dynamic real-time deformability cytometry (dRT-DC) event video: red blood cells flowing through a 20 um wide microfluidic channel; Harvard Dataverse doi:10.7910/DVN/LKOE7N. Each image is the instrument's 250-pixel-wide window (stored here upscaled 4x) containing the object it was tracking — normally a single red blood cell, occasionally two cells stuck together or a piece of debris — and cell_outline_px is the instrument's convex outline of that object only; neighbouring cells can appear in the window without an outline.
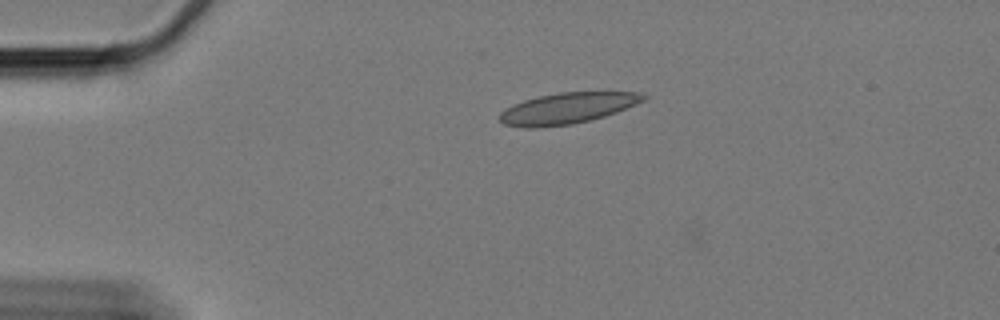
{"species": "Egyptian fruit bat (a non-hibernating species)", "species_latin": "Rousettus aegyptiacus", "temperature_condition": "cold", "stored_images_in_passage": 49, "camera_frame_rate_fps": 3000, "um_per_image_px": 0.085, "animal": {"sex": "female"}, "frame": {"image": 1, "passage_image": 1, "time_ms": 0.0, "image_size_px": [1000, 320], "cell_outline_px": [[648, 96], [644, 100], [616, 112], [604, 116], [572, 124], [536, 128], [524, 128], [504, 124], [500, 120], [500, 112], [512, 104], [536, 96], [560, 92], [640, 92]], "centroid_in_image_um": [48.18, 9.2], "position_along_channel_um": 36.8, "area_um2": 25.89}}
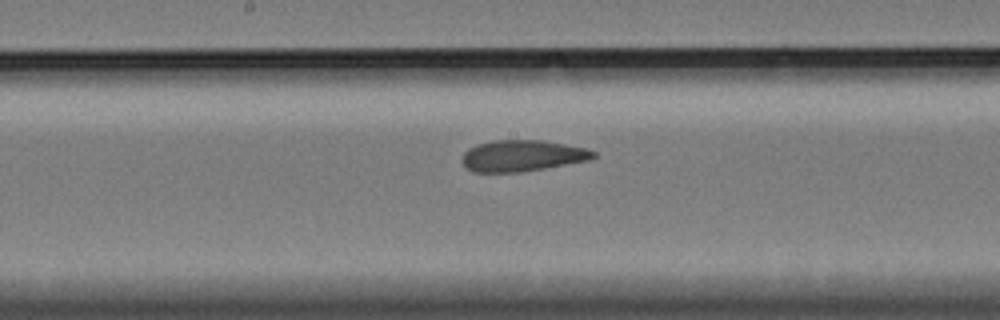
{"frame": {"image": 2, "passage_image": 20, "time_ms": 6.333, "image_size_px": [1000, 320], "cell_outline_px": [[596, 156], [588, 160], [544, 168], [520, 172], [472, 172], [460, 160], [464, 152], [468, 148], [476, 144], [492, 140], [540, 140], [588, 148], [596, 152]], "centroid_in_image_um": [44.36, 13.23], "position_along_channel_um": 203.8, "area_um2": 23.93}}
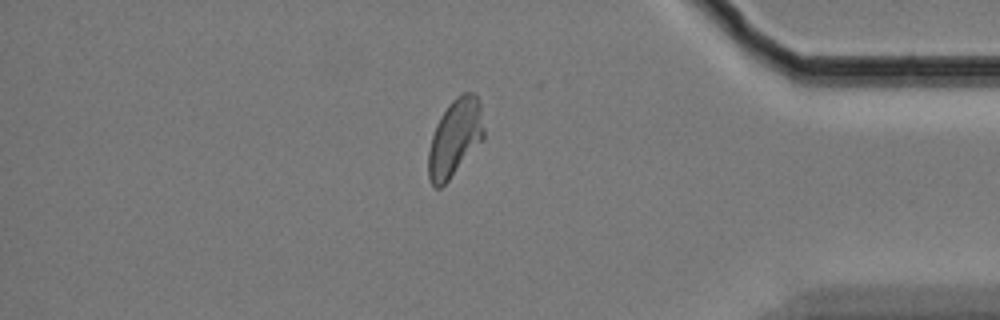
{"frame": {"image": 3, "passage_image": 40, "time_ms": 13.0, "image_size_px": [1000, 320], "cell_outline_px": [[484, 140], [448, 180], [440, 188], [436, 188], [432, 184], [428, 176], [428, 152], [432, 136], [436, 124], [440, 116], [448, 104], [456, 96], [464, 92], [472, 92], [476, 96], [480, 104], [484, 128]], "centroid_in_image_um": [38.67, 11.7], "position_along_channel_um": 396.5, "area_um2": 25.03}, "authors_computed_cell_mechanics": {"area_um2": 24.3338, "velocity_mm_per_s": 3.2762, "shape_relaxation_time_tau1_ms": null, "shape_relaxation_time_tau2_ms": 2.1886, "deformation_change_tau1": null, "deformation_change_tau2": 0.0745}}